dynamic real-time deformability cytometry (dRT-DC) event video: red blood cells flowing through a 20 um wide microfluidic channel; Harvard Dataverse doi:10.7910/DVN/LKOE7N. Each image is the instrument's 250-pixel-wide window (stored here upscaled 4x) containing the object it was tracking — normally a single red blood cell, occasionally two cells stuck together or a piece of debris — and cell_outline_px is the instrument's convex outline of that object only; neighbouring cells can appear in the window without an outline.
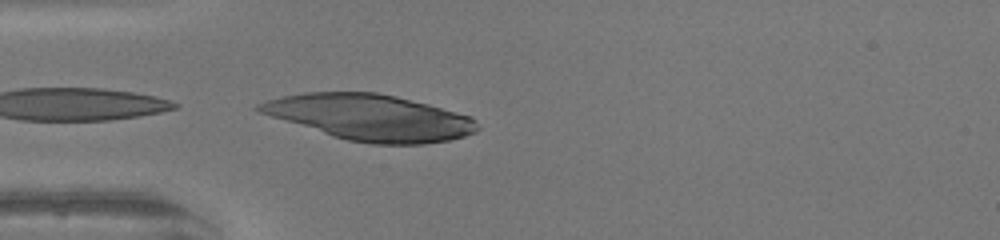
{"species": "human", "species_latin": "Homo sapiens", "temperature_condition": "warm", "stored_images_in_passage": 14, "camera_frame_rate_fps": 3000, "um_per_image_px": 0.085, "donor": {"sex": "female"}, "frame": {"image": 1, "passage_image": 14, "time_ms": 4.333, "image_size_px": [1000, 240], "cell_outline_px": [[480, 128], [476, 132], [464, 136], [448, 140], [424, 144], [372, 144], [348, 140], [332, 136], [260, 112], [252, 108], [256, 104], [268, 100], [284, 96], [304, 92], [376, 92], [396, 96], [428, 104], [472, 116], [476, 120]], "centroid_in_image_um": [31.49, 9.98], "position_along_channel_um": 53.5, "area_um2": 58.15}}